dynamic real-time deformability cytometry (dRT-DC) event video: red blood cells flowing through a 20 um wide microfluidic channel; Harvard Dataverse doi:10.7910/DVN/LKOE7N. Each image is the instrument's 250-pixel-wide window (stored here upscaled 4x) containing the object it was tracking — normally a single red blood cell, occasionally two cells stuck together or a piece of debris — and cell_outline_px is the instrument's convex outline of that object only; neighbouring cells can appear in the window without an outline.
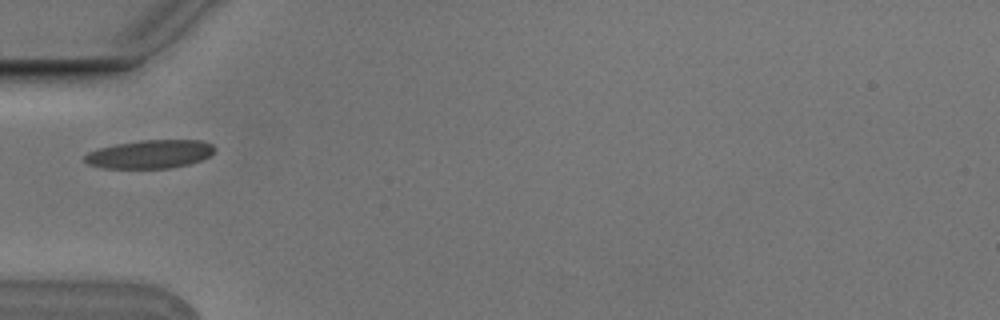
{"species": "Egyptian fruit bat (a non-hibernating species)", "species_latin": "Rousettus aegyptiacus", "temperature_condition": "cold", "stored_images_in_passage": 8, "camera_frame_rate_fps": 3000, "um_per_image_px": 0.085, "animal": {"sex": "male"}, "frame": {"image": 1, "passage_image": 6, "time_ms": 1.667, "image_size_px": [1000, 320], "cell_outline_px": [[216, 148], [208, 156], [200, 160], [188, 164], [168, 168], [104, 168], [88, 164], [84, 160], [84, 156], [88, 152], [100, 148], [116, 144], [140, 140], [200, 140], [212, 144]], "centroid_in_image_um": [12.73, 13.1], "position_along_channel_um": 72.3, "area_um2": 21.33}}
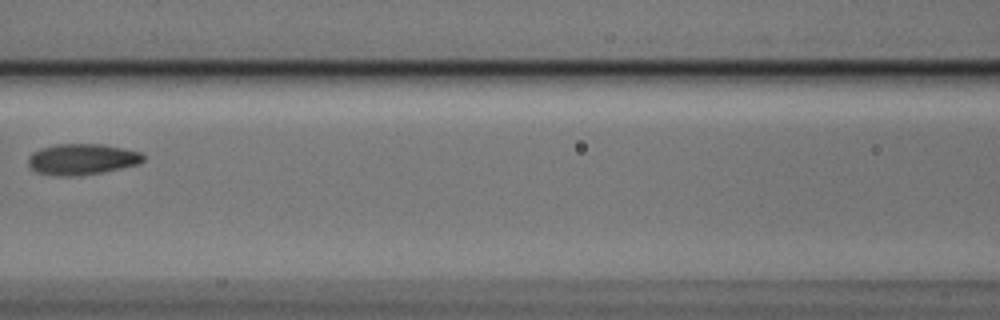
{"frame": {"image": 2, "passage_image": 8, "time_ms": 2.333, "image_size_px": [1000, 320], "cell_outline_px": [[144, 160], [136, 164], [104, 172], [76, 176], [56, 176], [36, 172], [28, 164], [28, 156], [32, 152], [40, 148], [56, 144], [100, 144], [124, 148], [140, 152], [144, 156]], "centroid_in_image_um": [6.93, 13.53], "position_along_channel_um": 159.7, "area_um2": 20.81}}